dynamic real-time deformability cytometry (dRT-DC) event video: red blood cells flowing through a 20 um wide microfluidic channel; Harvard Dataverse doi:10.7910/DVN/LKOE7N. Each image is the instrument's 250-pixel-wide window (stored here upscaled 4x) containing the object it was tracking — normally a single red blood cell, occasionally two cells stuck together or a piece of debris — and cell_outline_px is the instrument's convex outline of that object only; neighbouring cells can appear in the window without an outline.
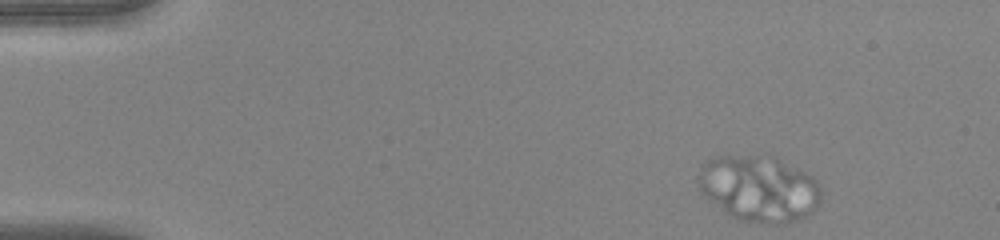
{"species": "human", "species_latin": "Homo sapiens", "temperature_condition": "warm", "stored_images_in_passage": 43, "camera_frame_rate_fps": 3000, "um_per_image_px": 0.085, "donor": {"sex": "female"}, "frame": {"image": 1, "passage_image": 1, "time_ms": 0.0, "image_size_px": [1000, 240], "cell_outline_px": [[820, 200], [812, 212], [796, 220], [784, 224], [760, 224], [736, 220], [700, 192], [696, 180], [696, 176], [700, 164], [708, 160], [720, 156], [776, 156], [812, 176], [816, 180], [820, 188]], "centroid_in_image_um": [64.48, 16.03], "position_along_channel_um": 20.5, "area_um2": 47.69}}
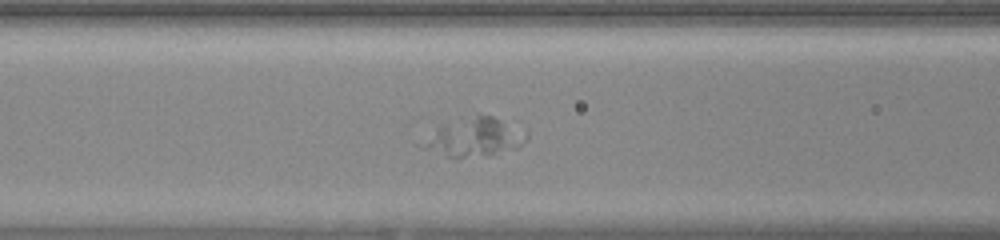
{"frame": {"image": 2, "passage_image": 16, "time_ms": 5.0, "image_size_px": [1000, 240], "cell_outline_px": [[528, 136], [516, 148], [492, 152], [464, 156], [448, 156], [420, 148], [412, 144], [436, 124], [476, 112], [492, 116], [528, 128]], "centroid_in_image_um": [40.16, 11.55], "position_along_channel_um": 126.4, "area_um2": 24.45}}
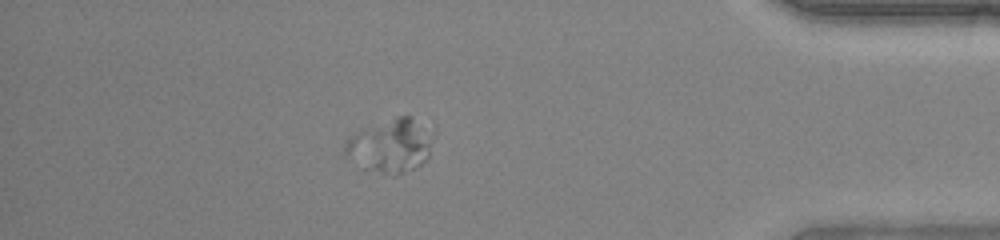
{"frame": {"image": 3, "passage_image": 38, "time_ms": 12.333, "image_size_px": [1000, 240], "cell_outline_px": [[432, 140], [428, 160], [416, 168], [396, 176], [388, 176], [364, 168], [344, 152], [344, 144], [356, 132], [396, 116], [412, 116]], "centroid_in_image_um": [33.19, 12.44], "position_along_channel_um": 402.0, "area_um2": 26.82}}